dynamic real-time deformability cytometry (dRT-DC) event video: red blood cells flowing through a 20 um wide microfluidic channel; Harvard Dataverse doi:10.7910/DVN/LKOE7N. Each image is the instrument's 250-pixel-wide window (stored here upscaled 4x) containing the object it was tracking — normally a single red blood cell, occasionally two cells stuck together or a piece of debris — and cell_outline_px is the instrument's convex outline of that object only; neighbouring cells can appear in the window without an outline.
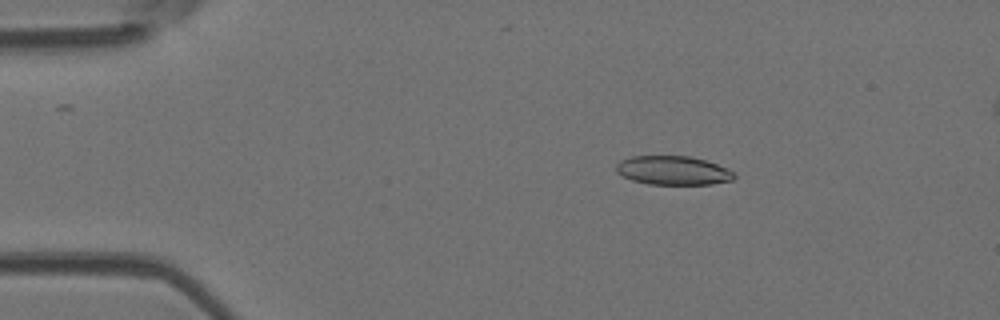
{"species": "Egyptian fruit bat (a non-hibernating species)", "species_latin": "Rousettus aegyptiacus", "temperature_condition": "room temperature", "stored_images_in_passage": 9, "camera_frame_rate_fps": 3000, "um_per_image_px": 0.085, "animal": {"sex": "female"}, "frame": {"image": 1, "passage_image": 3, "time_ms": 2.333, "image_size_px": [1000, 320], "cell_outline_px": [[736, 176], [732, 180], [712, 184], [648, 184], [632, 180], [616, 172], [616, 164], [620, 160], [632, 156], [688, 156], [704, 160], [728, 168], [736, 172]], "centroid_in_image_um": [57.22, 14.49], "position_along_channel_um": 27.8, "area_um2": 19.88}}
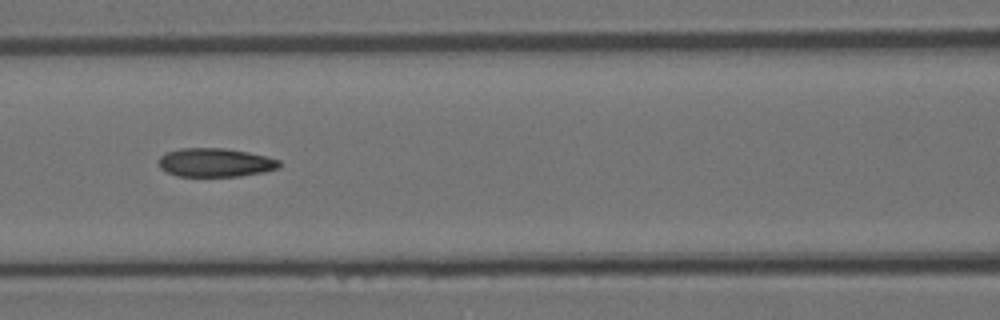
{"frame": {"image": 2, "passage_image": 7, "time_ms": 7.0, "image_size_px": [1000, 320], "cell_outline_px": [[280, 168], [264, 172], [240, 176], [176, 176], [160, 168], [160, 156], [164, 152], [180, 148], [224, 148], [248, 152], [280, 160]], "centroid_in_image_um": [18.3, 13.81], "position_along_channel_um": 148.3, "area_um2": 20.17}}
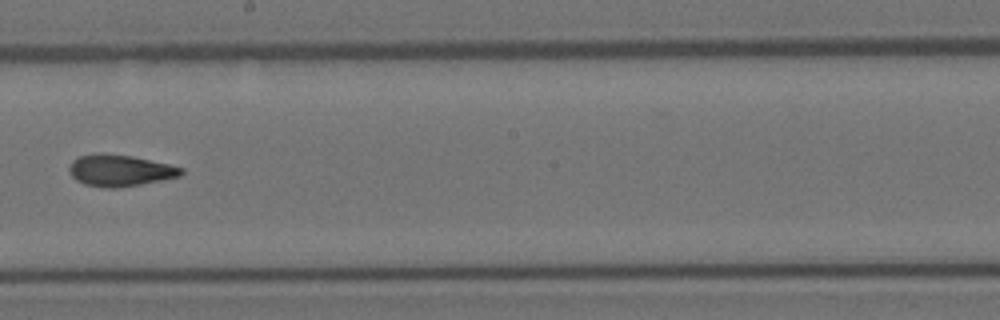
{"frame": {"image": 3, "passage_image": 9, "time_ms": 9.333, "image_size_px": [1000, 320], "cell_outline_px": [[184, 172], [180, 176], [140, 184], [116, 188], [108, 188], [84, 184], [76, 180], [68, 172], [68, 168], [72, 160], [80, 156], [96, 152], [104, 152], [132, 156], [168, 164], [184, 168]], "centroid_in_image_um": [10.15, 14.47], "position_along_channel_um": 238.0, "area_um2": 20.69}}